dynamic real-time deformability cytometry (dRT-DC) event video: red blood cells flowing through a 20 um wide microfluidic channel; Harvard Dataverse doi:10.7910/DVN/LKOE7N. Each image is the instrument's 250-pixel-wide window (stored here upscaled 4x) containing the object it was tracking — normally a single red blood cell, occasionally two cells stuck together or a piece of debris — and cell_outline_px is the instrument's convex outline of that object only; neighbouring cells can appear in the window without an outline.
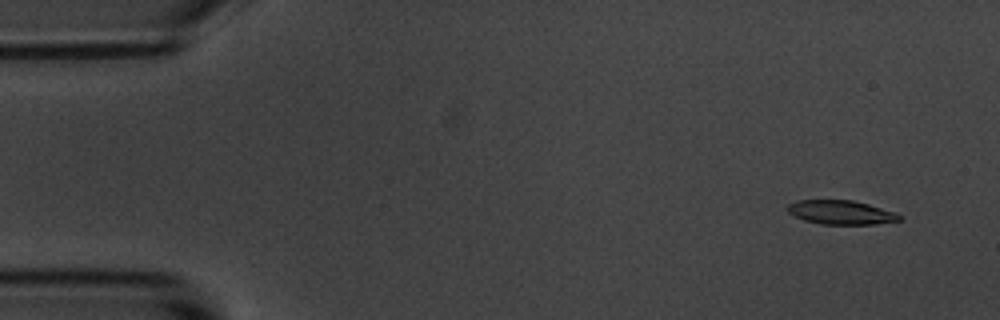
{"species": "common noctule bat (a hibernating species)", "species_latin": "Nyctalus noctula", "temperature_condition": "room temperature", "stored_images_in_passage": 55, "camera_frame_rate_fps": 3000, "um_per_image_px": 0.085, "animal": {"sex": "male", "body_mass_g": 20.1, "forearm_length_mm": 53.5}, "frame": {"image": 1, "passage_image": 4, "time_ms": 1.0, "image_size_px": [1000, 320], "cell_outline_px": [[900, 220], [876, 224], [820, 224], [804, 220], [788, 212], [788, 204], [796, 200], [852, 200], [868, 204], [896, 212], [900, 216]], "centroid_in_image_um": [71.48, 18.05], "position_along_channel_um": 13.5, "area_um2": 15.55}}
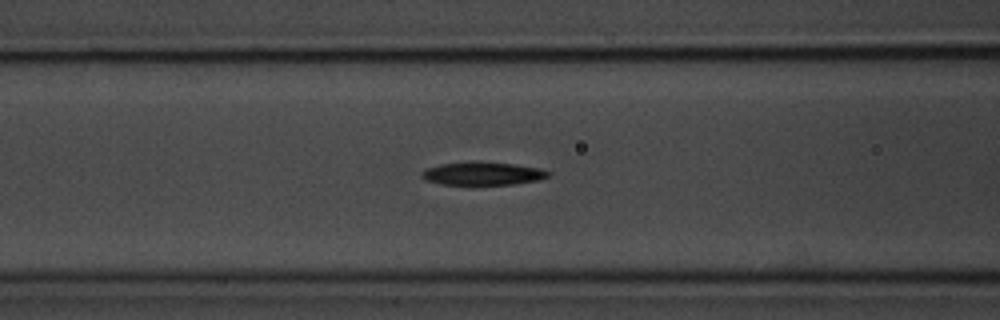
{"frame": {"image": 2, "passage_image": 22, "time_ms": 7.0, "image_size_px": [1000, 320], "cell_outline_px": [[552, 172], [548, 176], [540, 180], [512, 184], [476, 188], [440, 184], [424, 180], [420, 176], [420, 172], [424, 168], [440, 164], [516, 164], [540, 168]], "centroid_in_image_um": [40.99, 14.84], "position_along_channel_um": 125.6, "area_um2": 17.4}}
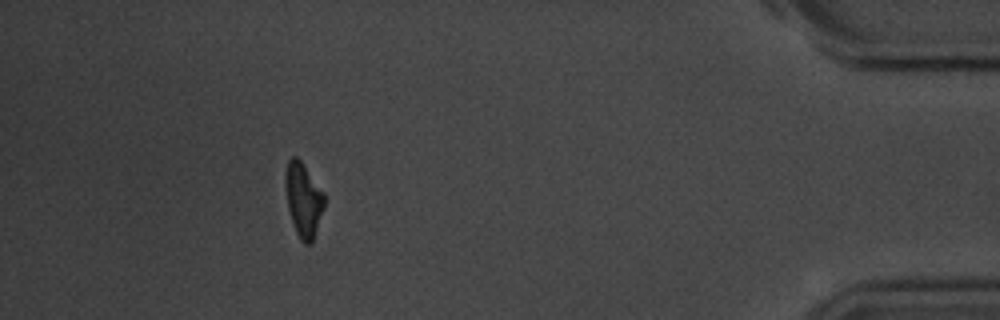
{"frame": {"image": 3, "passage_image": 50, "time_ms": 16.333, "image_size_px": [1000, 320], "cell_outline_px": [[324, 208], [312, 244], [304, 244], [300, 240], [296, 232], [288, 208], [284, 188], [284, 172], [288, 160], [292, 156], [296, 156], [300, 160], [324, 192]], "centroid_in_image_um": [25.77, 16.97], "position_along_channel_um": 409.4, "area_um2": 16.99}, "authors_computed_cell_mechanics": {"area_um2": 16.9932, "velocity_mm_per_s": 3.646, "shape_relaxation_time_tau1_ms": 4.7723, "shape_relaxation_time_tau2_ms": null, "deformation_change_tau1": 0.1473, "deformation_change_tau2": null}}